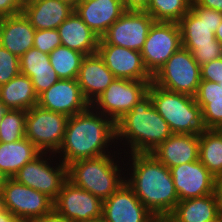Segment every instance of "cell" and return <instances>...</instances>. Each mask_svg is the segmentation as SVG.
<instances>
[{
    "label": "cell",
    "mask_w": 222,
    "mask_h": 222,
    "mask_svg": "<svg viewBox=\"0 0 222 222\" xmlns=\"http://www.w3.org/2000/svg\"><path fill=\"white\" fill-rule=\"evenodd\" d=\"M201 80L220 83L222 81V57L200 66Z\"/></svg>",
    "instance_id": "38"
},
{
    "label": "cell",
    "mask_w": 222,
    "mask_h": 222,
    "mask_svg": "<svg viewBox=\"0 0 222 222\" xmlns=\"http://www.w3.org/2000/svg\"><path fill=\"white\" fill-rule=\"evenodd\" d=\"M154 22L146 11H125L109 27L99 44H113L141 52Z\"/></svg>",
    "instance_id": "12"
},
{
    "label": "cell",
    "mask_w": 222,
    "mask_h": 222,
    "mask_svg": "<svg viewBox=\"0 0 222 222\" xmlns=\"http://www.w3.org/2000/svg\"><path fill=\"white\" fill-rule=\"evenodd\" d=\"M151 82L115 78L91 106L116 123L148 94Z\"/></svg>",
    "instance_id": "9"
},
{
    "label": "cell",
    "mask_w": 222,
    "mask_h": 222,
    "mask_svg": "<svg viewBox=\"0 0 222 222\" xmlns=\"http://www.w3.org/2000/svg\"><path fill=\"white\" fill-rule=\"evenodd\" d=\"M97 53L115 78L152 81V75L143 63L141 52L113 44H98Z\"/></svg>",
    "instance_id": "17"
},
{
    "label": "cell",
    "mask_w": 222,
    "mask_h": 222,
    "mask_svg": "<svg viewBox=\"0 0 222 222\" xmlns=\"http://www.w3.org/2000/svg\"><path fill=\"white\" fill-rule=\"evenodd\" d=\"M26 110L9 109L0 123V142H15L25 137Z\"/></svg>",
    "instance_id": "32"
},
{
    "label": "cell",
    "mask_w": 222,
    "mask_h": 222,
    "mask_svg": "<svg viewBox=\"0 0 222 222\" xmlns=\"http://www.w3.org/2000/svg\"><path fill=\"white\" fill-rule=\"evenodd\" d=\"M33 47L50 54L62 45L58 29L35 30Z\"/></svg>",
    "instance_id": "35"
},
{
    "label": "cell",
    "mask_w": 222,
    "mask_h": 222,
    "mask_svg": "<svg viewBox=\"0 0 222 222\" xmlns=\"http://www.w3.org/2000/svg\"><path fill=\"white\" fill-rule=\"evenodd\" d=\"M196 103L201 107L205 129L222 130V99L196 100Z\"/></svg>",
    "instance_id": "33"
},
{
    "label": "cell",
    "mask_w": 222,
    "mask_h": 222,
    "mask_svg": "<svg viewBox=\"0 0 222 222\" xmlns=\"http://www.w3.org/2000/svg\"><path fill=\"white\" fill-rule=\"evenodd\" d=\"M38 105L70 117L86 110L90 103L82 94L76 79H59L38 96Z\"/></svg>",
    "instance_id": "18"
},
{
    "label": "cell",
    "mask_w": 222,
    "mask_h": 222,
    "mask_svg": "<svg viewBox=\"0 0 222 222\" xmlns=\"http://www.w3.org/2000/svg\"><path fill=\"white\" fill-rule=\"evenodd\" d=\"M53 209L72 222L90 221L102 217L103 201L67 179Z\"/></svg>",
    "instance_id": "13"
},
{
    "label": "cell",
    "mask_w": 222,
    "mask_h": 222,
    "mask_svg": "<svg viewBox=\"0 0 222 222\" xmlns=\"http://www.w3.org/2000/svg\"><path fill=\"white\" fill-rule=\"evenodd\" d=\"M84 56L61 45L49 54V60L59 79H76Z\"/></svg>",
    "instance_id": "30"
},
{
    "label": "cell",
    "mask_w": 222,
    "mask_h": 222,
    "mask_svg": "<svg viewBox=\"0 0 222 222\" xmlns=\"http://www.w3.org/2000/svg\"><path fill=\"white\" fill-rule=\"evenodd\" d=\"M172 134L149 94L116 122V143L123 154L150 153Z\"/></svg>",
    "instance_id": "3"
},
{
    "label": "cell",
    "mask_w": 222,
    "mask_h": 222,
    "mask_svg": "<svg viewBox=\"0 0 222 222\" xmlns=\"http://www.w3.org/2000/svg\"><path fill=\"white\" fill-rule=\"evenodd\" d=\"M32 222H72L67 218L63 217L61 214L56 212L54 209L47 213L46 215L40 216L34 219Z\"/></svg>",
    "instance_id": "41"
},
{
    "label": "cell",
    "mask_w": 222,
    "mask_h": 222,
    "mask_svg": "<svg viewBox=\"0 0 222 222\" xmlns=\"http://www.w3.org/2000/svg\"><path fill=\"white\" fill-rule=\"evenodd\" d=\"M83 222H101V218L93 219V220H90V221H83Z\"/></svg>",
    "instance_id": "51"
},
{
    "label": "cell",
    "mask_w": 222,
    "mask_h": 222,
    "mask_svg": "<svg viewBox=\"0 0 222 222\" xmlns=\"http://www.w3.org/2000/svg\"><path fill=\"white\" fill-rule=\"evenodd\" d=\"M102 218L106 222H157L126 182L103 201Z\"/></svg>",
    "instance_id": "16"
},
{
    "label": "cell",
    "mask_w": 222,
    "mask_h": 222,
    "mask_svg": "<svg viewBox=\"0 0 222 222\" xmlns=\"http://www.w3.org/2000/svg\"><path fill=\"white\" fill-rule=\"evenodd\" d=\"M7 176L0 170V191H2V188L7 180Z\"/></svg>",
    "instance_id": "47"
},
{
    "label": "cell",
    "mask_w": 222,
    "mask_h": 222,
    "mask_svg": "<svg viewBox=\"0 0 222 222\" xmlns=\"http://www.w3.org/2000/svg\"><path fill=\"white\" fill-rule=\"evenodd\" d=\"M13 179L46 194L54 201L67 180V166L55 154L41 152L26 163Z\"/></svg>",
    "instance_id": "6"
},
{
    "label": "cell",
    "mask_w": 222,
    "mask_h": 222,
    "mask_svg": "<svg viewBox=\"0 0 222 222\" xmlns=\"http://www.w3.org/2000/svg\"><path fill=\"white\" fill-rule=\"evenodd\" d=\"M0 99L8 109L28 111L38 105L32 80L21 73L0 85Z\"/></svg>",
    "instance_id": "27"
},
{
    "label": "cell",
    "mask_w": 222,
    "mask_h": 222,
    "mask_svg": "<svg viewBox=\"0 0 222 222\" xmlns=\"http://www.w3.org/2000/svg\"><path fill=\"white\" fill-rule=\"evenodd\" d=\"M0 222H23V221L13 216L8 210H6L0 213Z\"/></svg>",
    "instance_id": "44"
},
{
    "label": "cell",
    "mask_w": 222,
    "mask_h": 222,
    "mask_svg": "<svg viewBox=\"0 0 222 222\" xmlns=\"http://www.w3.org/2000/svg\"><path fill=\"white\" fill-rule=\"evenodd\" d=\"M63 1H66V2L70 3L73 6H75L79 2V0H63Z\"/></svg>",
    "instance_id": "50"
},
{
    "label": "cell",
    "mask_w": 222,
    "mask_h": 222,
    "mask_svg": "<svg viewBox=\"0 0 222 222\" xmlns=\"http://www.w3.org/2000/svg\"><path fill=\"white\" fill-rule=\"evenodd\" d=\"M40 153L41 151L26 137L15 142H0V170L8 178H13L26 163Z\"/></svg>",
    "instance_id": "28"
},
{
    "label": "cell",
    "mask_w": 222,
    "mask_h": 222,
    "mask_svg": "<svg viewBox=\"0 0 222 222\" xmlns=\"http://www.w3.org/2000/svg\"><path fill=\"white\" fill-rule=\"evenodd\" d=\"M170 172L179 201L215 193L216 177L199 160L171 167Z\"/></svg>",
    "instance_id": "15"
},
{
    "label": "cell",
    "mask_w": 222,
    "mask_h": 222,
    "mask_svg": "<svg viewBox=\"0 0 222 222\" xmlns=\"http://www.w3.org/2000/svg\"><path fill=\"white\" fill-rule=\"evenodd\" d=\"M212 222H222V217H220L218 220L212 221Z\"/></svg>",
    "instance_id": "52"
},
{
    "label": "cell",
    "mask_w": 222,
    "mask_h": 222,
    "mask_svg": "<svg viewBox=\"0 0 222 222\" xmlns=\"http://www.w3.org/2000/svg\"><path fill=\"white\" fill-rule=\"evenodd\" d=\"M169 169L199 160V134L173 133L150 152Z\"/></svg>",
    "instance_id": "21"
},
{
    "label": "cell",
    "mask_w": 222,
    "mask_h": 222,
    "mask_svg": "<svg viewBox=\"0 0 222 222\" xmlns=\"http://www.w3.org/2000/svg\"><path fill=\"white\" fill-rule=\"evenodd\" d=\"M191 6H201L222 12V0H193Z\"/></svg>",
    "instance_id": "42"
},
{
    "label": "cell",
    "mask_w": 222,
    "mask_h": 222,
    "mask_svg": "<svg viewBox=\"0 0 222 222\" xmlns=\"http://www.w3.org/2000/svg\"><path fill=\"white\" fill-rule=\"evenodd\" d=\"M115 79L98 53L85 55L76 78L82 94L90 103L102 94Z\"/></svg>",
    "instance_id": "20"
},
{
    "label": "cell",
    "mask_w": 222,
    "mask_h": 222,
    "mask_svg": "<svg viewBox=\"0 0 222 222\" xmlns=\"http://www.w3.org/2000/svg\"><path fill=\"white\" fill-rule=\"evenodd\" d=\"M170 216L176 222H212L220 218L215 193L200 198L180 200Z\"/></svg>",
    "instance_id": "26"
},
{
    "label": "cell",
    "mask_w": 222,
    "mask_h": 222,
    "mask_svg": "<svg viewBox=\"0 0 222 222\" xmlns=\"http://www.w3.org/2000/svg\"><path fill=\"white\" fill-rule=\"evenodd\" d=\"M117 150L116 123L90 105L69 117L62 144L55 155L67 166L76 160Z\"/></svg>",
    "instance_id": "2"
},
{
    "label": "cell",
    "mask_w": 222,
    "mask_h": 222,
    "mask_svg": "<svg viewBox=\"0 0 222 222\" xmlns=\"http://www.w3.org/2000/svg\"><path fill=\"white\" fill-rule=\"evenodd\" d=\"M215 195L218 202L219 215L222 217V177L216 178Z\"/></svg>",
    "instance_id": "43"
},
{
    "label": "cell",
    "mask_w": 222,
    "mask_h": 222,
    "mask_svg": "<svg viewBox=\"0 0 222 222\" xmlns=\"http://www.w3.org/2000/svg\"><path fill=\"white\" fill-rule=\"evenodd\" d=\"M67 179L74 185L106 200L125 182V158L116 152L76 160L67 165Z\"/></svg>",
    "instance_id": "4"
},
{
    "label": "cell",
    "mask_w": 222,
    "mask_h": 222,
    "mask_svg": "<svg viewBox=\"0 0 222 222\" xmlns=\"http://www.w3.org/2000/svg\"><path fill=\"white\" fill-rule=\"evenodd\" d=\"M201 81L200 65L181 47L152 76V83L171 92L195 96Z\"/></svg>",
    "instance_id": "7"
},
{
    "label": "cell",
    "mask_w": 222,
    "mask_h": 222,
    "mask_svg": "<svg viewBox=\"0 0 222 222\" xmlns=\"http://www.w3.org/2000/svg\"><path fill=\"white\" fill-rule=\"evenodd\" d=\"M195 100H217L222 99V88L220 83L201 80Z\"/></svg>",
    "instance_id": "37"
},
{
    "label": "cell",
    "mask_w": 222,
    "mask_h": 222,
    "mask_svg": "<svg viewBox=\"0 0 222 222\" xmlns=\"http://www.w3.org/2000/svg\"><path fill=\"white\" fill-rule=\"evenodd\" d=\"M74 11V6L63 0H26L23 13L35 30L58 29Z\"/></svg>",
    "instance_id": "22"
},
{
    "label": "cell",
    "mask_w": 222,
    "mask_h": 222,
    "mask_svg": "<svg viewBox=\"0 0 222 222\" xmlns=\"http://www.w3.org/2000/svg\"><path fill=\"white\" fill-rule=\"evenodd\" d=\"M74 11L100 39L125 12L122 0H79Z\"/></svg>",
    "instance_id": "19"
},
{
    "label": "cell",
    "mask_w": 222,
    "mask_h": 222,
    "mask_svg": "<svg viewBox=\"0 0 222 222\" xmlns=\"http://www.w3.org/2000/svg\"><path fill=\"white\" fill-rule=\"evenodd\" d=\"M20 73L28 76L33 83L35 93L39 96L49 89L59 78L52 68L49 54L32 47L19 58Z\"/></svg>",
    "instance_id": "24"
},
{
    "label": "cell",
    "mask_w": 222,
    "mask_h": 222,
    "mask_svg": "<svg viewBox=\"0 0 222 222\" xmlns=\"http://www.w3.org/2000/svg\"><path fill=\"white\" fill-rule=\"evenodd\" d=\"M24 0H0V16L7 17L23 12Z\"/></svg>",
    "instance_id": "39"
},
{
    "label": "cell",
    "mask_w": 222,
    "mask_h": 222,
    "mask_svg": "<svg viewBox=\"0 0 222 222\" xmlns=\"http://www.w3.org/2000/svg\"><path fill=\"white\" fill-rule=\"evenodd\" d=\"M3 211H6V207H5V202H4L2 191H0V213Z\"/></svg>",
    "instance_id": "48"
},
{
    "label": "cell",
    "mask_w": 222,
    "mask_h": 222,
    "mask_svg": "<svg viewBox=\"0 0 222 222\" xmlns=\"http://www.w3.org/2000/svg\"><path fill=\"white\" fill-rule=\"evenodd\" d=\"M189 50L197 63L202 66L222 57V45L215 40L214 46L183 47Z\"/></svg>",
    "instance_id": "36"
},
{
    "label": "cell",
    "mask_w": 222,
    "mask_h": 222,
    "mask_svg": "<svg viewBox=\"0 0 222 222\" xmlns=\"http://www.w3.org/2000/svg\"><path fill=\"white\" fill-rule=\"evenodd\" d=\"M2 194L6 210L23 222H32L53 210V200L50 197L13 178H7Z\"/></svg>",
    "instance_id": "11"
},
{
    "label": "cell",
    "mask_w": 222,
    "mask_h": 222,
    "mask_svg": "<svg viewBox=\"0 0 222 222\" xmlns=\"http://www.w3.org/2000/svg\"><path fill=\"white\" fill-rule=\"evenodd\" d=\"M20 74L19 57L0 45V85Z\"/></svg>",
    "instance_id": "34"
},
{
    "label": "cell",
    "mask_w": 222,
    "mask_h": 222,
    "mask_svg": "<svg viewBox=\"0 0 222 222\" xmlns=\"http://www.w3.org/2000/svg\"><path fill=\"white\" fill-rule=\"evenodd\" d=\"M8 110L9 109L4 105V103L0 99V123L3 120V117Z\"/></svg>",
    "instance_id": "46"
},
{
    "label": "cell",
    "mask_w": 222,
    "mask_h": 222,
    "mask_svg": "<svg viewBox=\"0 0 222 222\" xmlns=\"http://www.w3.org/2000/svg\"><path fill=\"white\" fill-rule=\"evenodd\" d=\"M193 0H149L146 12L155 22L178 23L191 9Z\"/></svg>",
    "instance_id": "31"
},
{
    "label": "cell",
    "mask_w": 222,
    "mask_h": 222,
    "mask_svg": "<svg viewBox=\"0 0 222 222\" xmlns=\"http://www.w3.org/2000/svg\"><path fill=\"white\" fill-rule=\"evenodd\" d=\"M125 182L157 218L171 214L179 202L170 169L151 153L124 154Z\"/></svg>",
    "instance_id": "1"
},
{
    "label": "cell",
    "mask_w": 222,
    "mask_h": 222,
    "mask_svg": "<svg viewBox=\"0 0 222 222\" xmlns=\"http://www.w3.org/2000/svg\"><path fill=\"white\" fill-rule=\"evenodd\" d=\"M199 161L214 177H222L221 129H205L199 134Z\"/></svg>",
    "instance_id": "29"
},
{
    "label": "cell",
    "mask_w": 222,
    "mask_h": 222,
    "mask_svg": "<svg viewBox=\"0 0 222 222\" xmlns=\"http://www.w3.org/2000/svg\"><path fill=\"white\" fill-rule=\"evenodd\" d=\"M181 47L178 23L154 22L141 50L143 63L148 72L153 76Z\"/></svg>",
    "instance_id": "10"
},
{
    "label": "cell",
    "mask_w": 222,
    "mask_h": 222,
    "mask_svg": "<svg viewBox=\"0 0 222 222\" xmlns=\"http://www.w3.org/2000/svg\"><path fill=\"white\" fill-rule=\"evenodd\" d=\"M221 22L222 12L201 6H191L178 22L182 47L214 46L215 31Z\"/></svg>",
    "instance_id": "14"
},
{
    "label": "cell",
    "mask_w": 222,
    "mask_h": 222,
    "mask_svg": "<svg viewBox=\"0 0 222 222\" xmlns=\"http://www.w3.org/2000/svg\"><path fill=\"white\" fill-rule=\"evenodd\" d=\"M148 94L156 111L168 123L172 133L200 134L205 130L201 107L195 97L171 92L150 83Z\"/></svg>",
    "instance_id": "5"
},
{
    "label": "cell",
    "mask_w": 222,
    "mask_h": 222,
    "mask_svg": "<svg viewBox=\"0 0 222 222\" xmlns=\"http://www.w3.org/2000/svg\"><path fill=\"white\" fill-rule=\"evenodd\" d=\"M35 28L24 13L2 17L0 45L19 58L33 47Z\"/></svg>",
    "instance_id": "23"
},
{
    "label": "cell",
    "mask_w": 222,
    "mask_h": 222,
    "mask_svg": "<svg viewBox=\"0 0 222 222\" xmlns=\"http://www.w3.org/2000/svg\"><path fill=\"white\" fill-rule=\"evenodd\" d=\"M149 0H122L125 11H146Z\"/></svg>",
    "instance_id": "40"
},
{
    "label": "cell",
    "mask_w": 222,
    "mask_h": 222,
    "mask_svg": "<svg viewBox=\"0 0 222 222\" xmlns=\"http://www.w3.org/2000/svg\"><path fill=\"white\" fill-rule=\"evenodd\" d=\"M69 117L44 109L30 108L25 118V137L41 152L55 154L60 148Z\"/></svg>",
    "instance_id": "8"
},
{
    "label": "cell",
    "mask_w": 222,
    "mask_h": 222,
    "mask_svg": "<svg viewBox=\"0 0 222 222\" xmlns=\"http://www.w3.org/2000/svg\"><path fill=\"white\" fill-rule=\"evenodd\" d=\"M215 38L222 45V22L215 31Z\"/></svg>",
    "instance_id": "45"
},
{
    "label": "cell",
    "mask_w": 222,
    "mask_h": 222,
    "mask_svg": "<svg viewBox=\"0 0 222 222\" xmlns=\"http://www.w3.org/2000/svg\"><path fill=\"white\" fill-rule=\"evenodd\" d=\"M62 46L84 55L97 53L100 38L73 11L58 27Z\"/></svg>",
    "instance_id": "25"
},
{
    "label": "cell",
    "mask_w": 222,
    "mask_h": 222,
    "mask_svg": "<svg viewBox=\"0 0 222 222\" xmlns=\"http://www.w3.org/2000/svg\"><path fill=\"white\" fill-rule=\"evenodd\" d=\"M157 222H176L170 215L157 219Z\"/></svg>",
    "instance_id": "49"
}]
</instances>
